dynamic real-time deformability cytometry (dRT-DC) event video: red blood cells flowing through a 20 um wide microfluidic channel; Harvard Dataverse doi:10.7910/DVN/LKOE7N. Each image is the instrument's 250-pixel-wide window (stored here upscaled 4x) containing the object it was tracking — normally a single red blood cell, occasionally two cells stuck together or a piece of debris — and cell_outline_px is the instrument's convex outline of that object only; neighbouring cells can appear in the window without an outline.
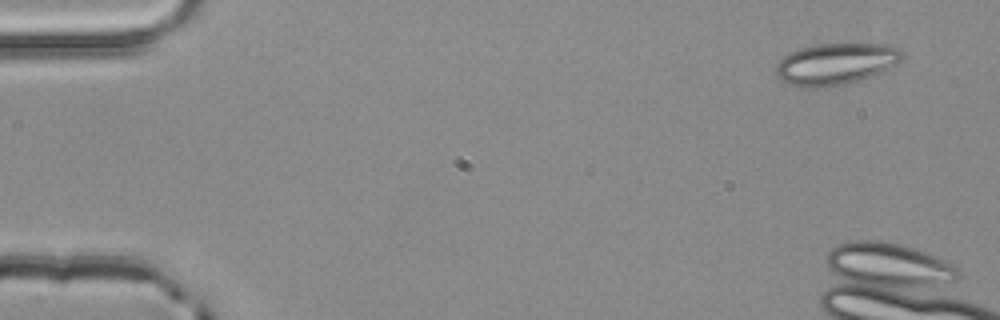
{"species": "common noctule bat (a hibernating species)", "species_latin": "Nyctalus noctula", "temperature_condition": "room temperature", "stored_images_in_passage": 6, "camera_frame_rate_fps": 3000, "um_per_image_px": 0.085, "animal": {"sex": "male", "body_mass_g": 20.4}, "frame": {"image": 1, "passage_image": 1, "time_ms": 0.0, "image_size_px": [1000, 320], "cell_outline_px": [[904, 56], [888, 72], [860, 80], [828, 88], [804, 88], [788, 84], [780, 80], [776, 76], [776, 64], [788, 52], [800, 48], [816, 44], [884, 44], [900, 48]], "centroid_in_image_um": [71.05, 5.45], "position_along_channel_um": 13.9, "area_um2": 31.27}}